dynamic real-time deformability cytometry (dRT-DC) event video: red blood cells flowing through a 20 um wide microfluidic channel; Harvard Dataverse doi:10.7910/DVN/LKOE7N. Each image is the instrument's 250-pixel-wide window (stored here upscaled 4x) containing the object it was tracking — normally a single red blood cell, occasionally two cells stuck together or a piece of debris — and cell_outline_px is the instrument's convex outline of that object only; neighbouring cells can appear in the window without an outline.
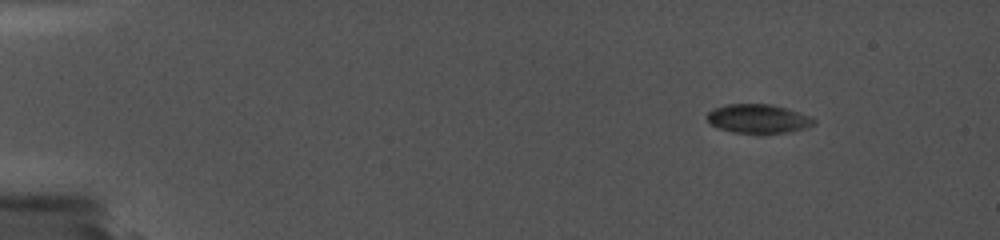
{"species": "common noctule bat (a hibernating species)", "species_latin": "Nyctalus noctula", "temperature_condition": "cold", "stored_images_in_passage": 2, "camera_frame_rate_fps": 5000, "um_per_image_px": 0.085, "animal": {"sex": "female", "body_mass_g": 19.0, "forearm_length_mm": 56.7}, "frame": {"image": 1, "passage_image": 1, "time_ms": 0.0, "image_size_px": [1000, 240], "cell_outline_px": [[812, 124], [788, 132], [768, 136], [752, 136], [728, 132], [716, 128], [708, 120], [708, 116], [712, 112], [720, 108], [736, 104], [760, 104], [780, 108], [812, 120]], "centroid_in_image_um": [64.31, 10.2], "position_along_channel_um": 20.7, "area_um2": 17.34}}